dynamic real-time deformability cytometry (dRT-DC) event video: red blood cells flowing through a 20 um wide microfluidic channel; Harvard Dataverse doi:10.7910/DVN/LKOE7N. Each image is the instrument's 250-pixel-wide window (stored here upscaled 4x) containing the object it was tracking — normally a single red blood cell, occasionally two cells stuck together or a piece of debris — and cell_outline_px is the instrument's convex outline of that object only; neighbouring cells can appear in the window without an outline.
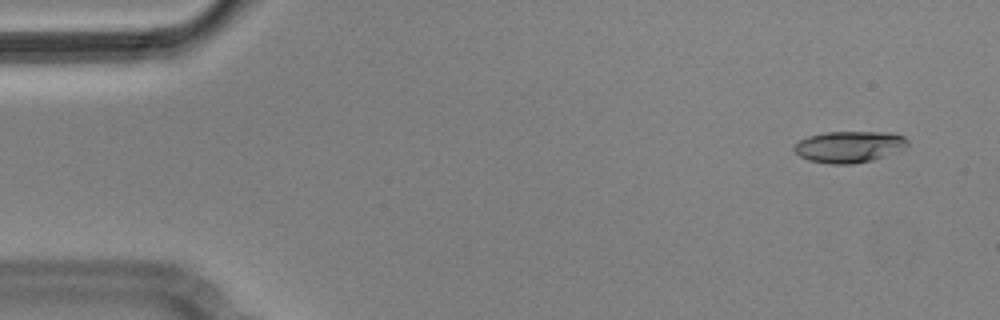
{"species": "Egyptian fruit bat (a non-hibernating species)", "species_latin": "Rousettus aegyptiacus", "temperature_condition": "cold", "stored_images_in_passage": 5, "camera_frame_rate_fps": 3000, "um_per_image_px": 0.085, "animal": {"sex": "male"}, "frame": {"image": 1, "passage_image": 1, "time_ms": 0.0, "image_size_px": [1000, 320], "cell_outline_px": [[908, 148], [872, 160], [852, 164], [832, 164], [808, 160], [800, 156], [792, 148], [800, 140], [808, 136], [824, 132], [888, 132], [904, 136], [908, 140]], "centroid_in_image_um": [72.21, 12.47], "position_along_channel_um": 12.8, "area_um2": 20.87}}
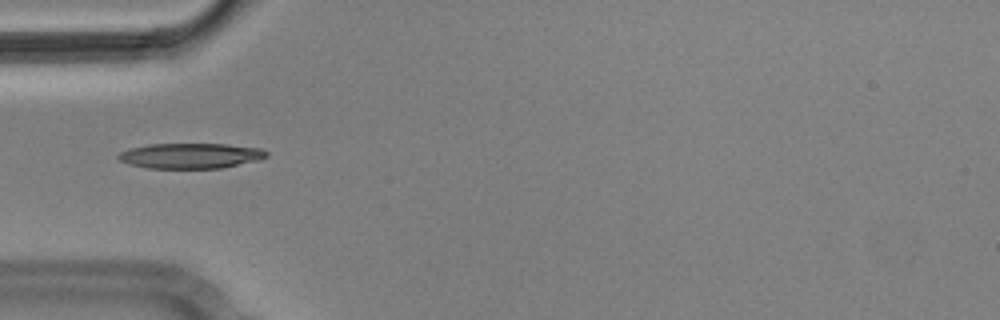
{"frame": {"image": 2, "passage_image": 5, "time_ms": 1.333, "image_size_px": [1000, 320], "cell_outline_px": [[268, 156], [260, 160], [220, 168], [148, 168], [128, 164], [120, 160], [116, 156], [120, 152], [132, 148], [148, 144], [228, 144], [260, 148], [268, 152]], "centroid_in_image_um": [16.22, 13.24], "position_along_channel_um": 68.8, "area_um2": 21.85}}